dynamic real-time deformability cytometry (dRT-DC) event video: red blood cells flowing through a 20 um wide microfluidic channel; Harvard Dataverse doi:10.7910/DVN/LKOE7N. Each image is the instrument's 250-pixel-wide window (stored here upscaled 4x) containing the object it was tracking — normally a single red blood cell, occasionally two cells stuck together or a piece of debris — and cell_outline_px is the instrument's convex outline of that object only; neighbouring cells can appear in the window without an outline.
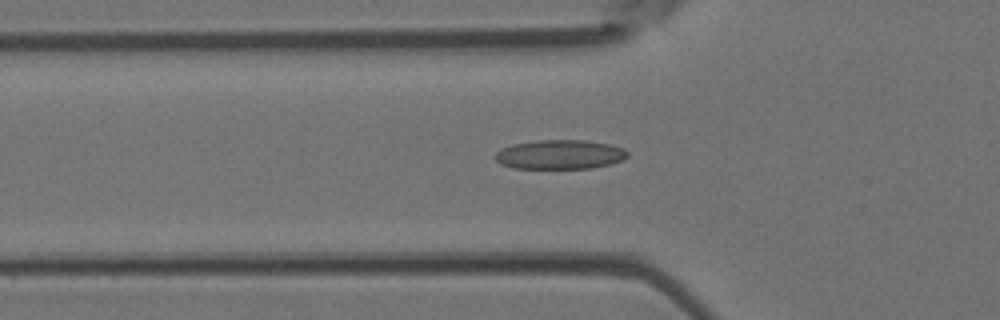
{"species": "Egyptian fruit bat (a non-hibernating species)", "species_latin": "Rousettus aegyptiacus", "temperature_condition": "room temperature", "stored_images_in_passage": 44, "camera_frame_rate_fps": 3000, "um_per_image_px": 0.085, "animal": {"sex": "female"}, "frame": {"image": 1, "passage_image": 17, "time_ms": 5.333, "image_size_px": [1000, 320], "cell_outline_px": [[628, 156], [624, 160], [592, 168], [512, 168], [500, 164], [492, 156], [496, 152], [512, 144], [536, 140], [584, 140], [608, 144], [624, 148], [628, 152]], "centroid_in_image_um": [47.57, 13.13], "position_along_channel_um": 78.2, "area_um2": 22.66}}
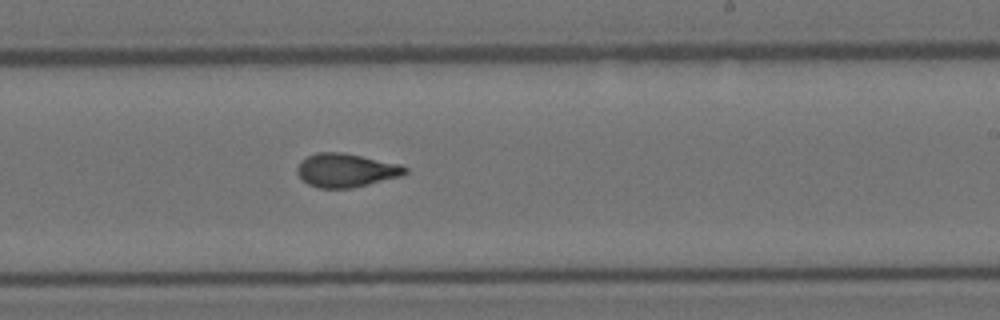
{"frame": {"image": 2, "passage_image": 30, "time_ms": 9.667, "image_size_px": [1000, 320], "cell_outline_px": [[408, 172], [400, 176], [352, 188], [316, 188], [308, 184], [296, 172], [296, 168], [308, 156], [316, 152], [344, 152], [400, 164], [408, 168]], "centroid_in_image_um": [29.42, 14.47], "position_along_channel_um": 259.6, "area_um2": 21.04}}
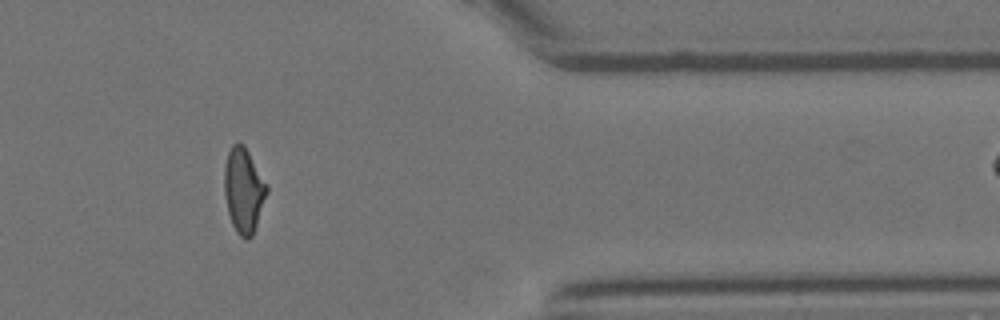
{"frame": {"image": 3, "passage_image": 41, "time_ms": 13.333, "image_size_px": [1000, 320], "cell_outline_px": [[268, 192], [252, 236], [248, 240], [240, 236], [236, 232], [232, 224], [228, 212], [224, 192], [224, 168], [228, 152], [232, 144], [244, 144], [268, 184]], "centroid_in_image_um": [20.72, 16.17], "position_along_channel_um": 390.7, "area_um2": 21.04}, "authors_computed_cell_mechanics": {"area_um2": 20.9814, "velocity_mm_per_s": 4.1701, "shape_relaxation_time_tau1_ms": 6.3052, "shape_relaxation_time_tau2_ms": 1.4914, "deformation_change_tau1": 0.1902, "deformation_change_tau2": 0.0809}}